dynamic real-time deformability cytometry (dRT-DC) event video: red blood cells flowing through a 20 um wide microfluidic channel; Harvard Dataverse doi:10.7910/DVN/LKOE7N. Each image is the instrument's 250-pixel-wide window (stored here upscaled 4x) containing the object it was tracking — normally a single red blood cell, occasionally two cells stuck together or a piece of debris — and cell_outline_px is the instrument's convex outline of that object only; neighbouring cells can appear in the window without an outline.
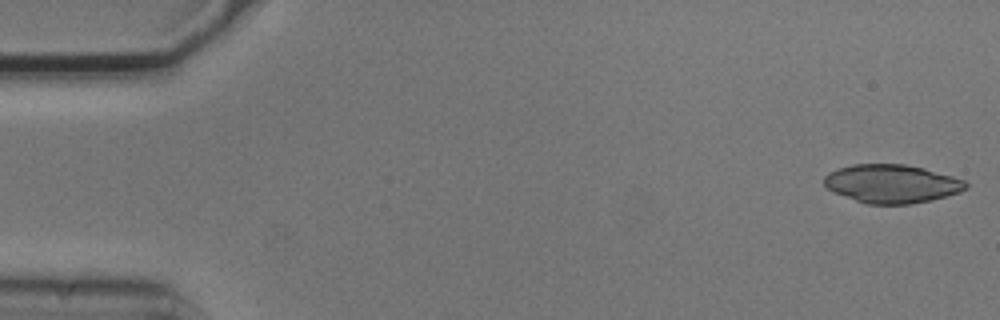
{"species": "common noctule bat (a hibernating species)", "species_latin": "Nyctalus noctula", "temperature_condition": "cold", "stored_images_in_passage": 6, "camera_frame_rate_fps": 3000, "um_per_image_px": 0.085, "animal": {"sex": "male", "body_mass_g": 20.5, "forearm_length_mm": 52.5}, "frame": {"image": 1, "passage_image": 1, "time_ms": 0.0, "image_size_px": [1000, 320], "cell_outline_px": [[968, 188], [960, 192], [932, 200], [912, 204], [868, 204], [832, 192], [824, 184], [824, 176], [828, 172], [852, 164], [904, 164], [924, 168], [952, 176], [964, 180], [968, 184]], "centroid_in_image_um": [75.81, 15.62], "position_along_channel_um": 9.2, "area_um2": 31.79}}